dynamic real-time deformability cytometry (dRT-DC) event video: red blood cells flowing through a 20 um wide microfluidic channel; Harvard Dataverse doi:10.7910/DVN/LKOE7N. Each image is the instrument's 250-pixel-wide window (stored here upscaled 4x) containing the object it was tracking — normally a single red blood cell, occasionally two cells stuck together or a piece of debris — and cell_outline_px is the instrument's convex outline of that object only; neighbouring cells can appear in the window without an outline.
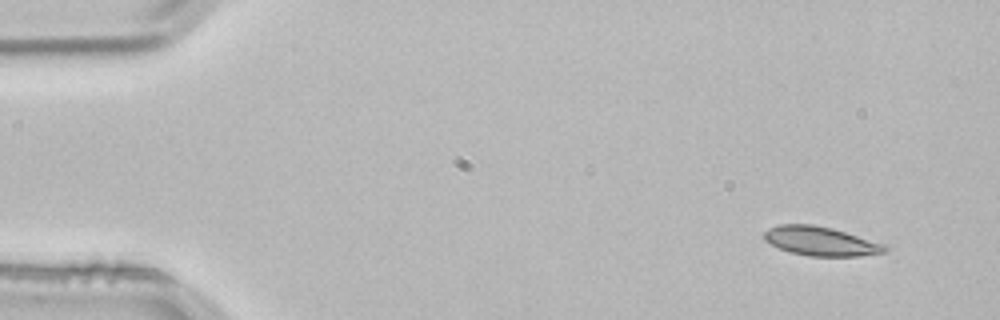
{"species": "common noctule bat (a hibernating species)", "species_latin": "Nyctalus noctula", "temperature_condition": "room temperature", "stored_images_in_passage": 2, "camera_frame_rate_fps": 3000, "um_per_image_px": 0.085, "animal": {"sex": "male", "body_mass_g": 21.5, "forearm_length_mm": 52.0}, "frame": {"image": 1, "passage_image": 1, "time_ms": 0.0, "image_size_px": [1000, 320], "cell_outline_px": [[888, 248], [884, 252], [860, 256], [808, 256], [788, 252], [764, 240], [764, 232], [768, 228], [780, 224], [812, 224], [832, 228], [884, 244]], "centroid_in_image_um": [69.72, 20.5], "position_along_channel_um": 15.3, "area_um2": 20.35}}